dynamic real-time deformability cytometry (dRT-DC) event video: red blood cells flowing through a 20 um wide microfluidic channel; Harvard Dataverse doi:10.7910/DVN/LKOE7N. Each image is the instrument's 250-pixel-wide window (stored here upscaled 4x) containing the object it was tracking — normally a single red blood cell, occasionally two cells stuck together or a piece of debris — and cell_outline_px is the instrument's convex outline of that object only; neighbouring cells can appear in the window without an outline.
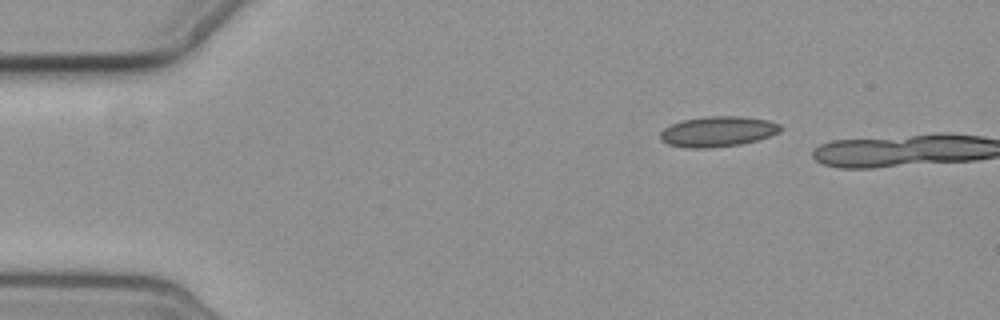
{"species": "common noctule bat (a hibernating species)", "species_latin": "Nyctalus noctula", "temperature_condition": "cold", "stored_images_in_passage": 2, "camera_frame_rate_fps": 3000, "um_per_image_px": 0.085, "animal": {"sex": "female", "body_mass_g": 19.3, "forearm_length_mm": 54.1}, "frame": {"image": 1, "passage_image": 1, "time_ms": 0.0, "image_size_px": [1000, 320], "cell_outline_px": [[784, 128], [780, 132], [756, 140], [740, 144], [712, 148], [688, 148], [668, 144], [660, 140], [660, 132], [664, 128], [680, 120], [704, 116], [740, 116], [768, 120], [780, 124]], "centroid_in_image_um": [61.0, 11.17], "position_along_channel_um": 24.0, "area_um2": 21.44}}